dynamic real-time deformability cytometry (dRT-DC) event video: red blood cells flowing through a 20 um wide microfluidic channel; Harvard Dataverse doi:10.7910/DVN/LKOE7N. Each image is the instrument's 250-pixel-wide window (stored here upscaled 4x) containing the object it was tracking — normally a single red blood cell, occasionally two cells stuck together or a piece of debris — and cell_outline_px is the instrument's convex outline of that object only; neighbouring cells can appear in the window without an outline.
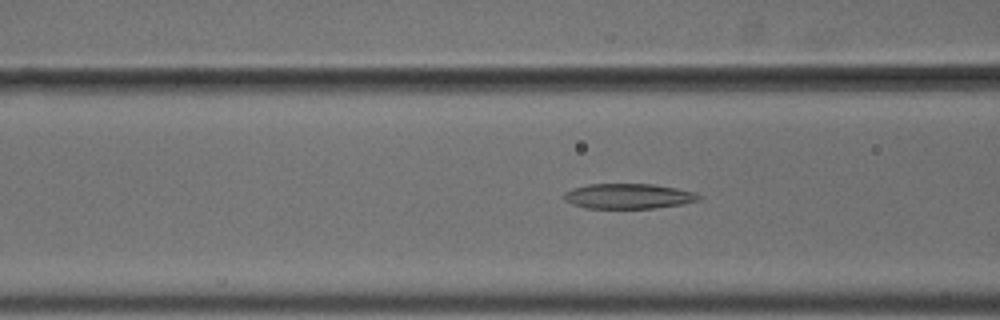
{"species": "common noctule bat (a hibernating species)", "species_latin": "Nyctalus noctula", "temperature_condition": "cold", "stored_images_in_passage": 55, "camera_frame_rate_fps": 3000, "um_per_image_px": 0.085, "animal": {"sex": "male", "body_mass_g": 18.8}, "frame": {"image": 1, "passage_image": 22, "time_ms": 7.0, "image_size_px": [1000, 320], "cell_outline_px": [[704, 196], [700, 200], [684, 204], [656, 208], [584, 208], [572, 204], [564, 200], [564, 192], [572, 188], [588, 184], [652, 184], [676, 188], [696, 192]], "centroid_in_image_um": [53.45, 16.68], "position_along_channel_um": 113.2, "area_um2": 20.0}}
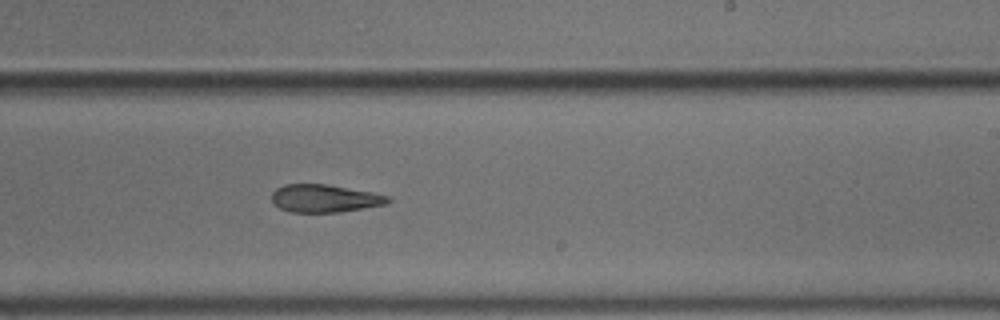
{"frame": {"image": 2, "passage_image": 34, "time_ms": 11.0, "image_size_px": [1000, 320], "cell_outline_px": [[392, 200], [388, 204], [340, 212], [292, 212], [280, 208], [272, 200], [272, 192], [276, 188], [284, 184], [328, 184], [372, 192], [388, 196]], "centroid_in_image_um": [27.62, 16.86], "position_along_channel_um": 261.4, "area_um2": 18.84}}
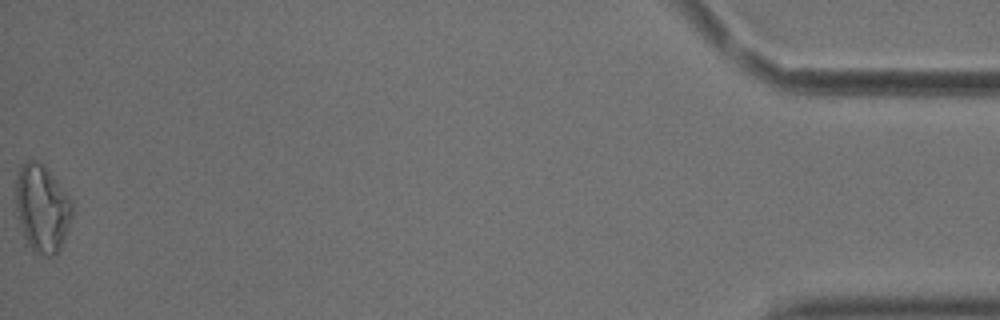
{"frame": {"image": 3, "passage_image": 55, "time_ms": 18.0, "image_size_px": [1000, 320], "cell_outline_px": [[72, 216], [68, 228], [60, 248], [48, 260], [36, 252], [28, 244], [24, 236], [16, 208], [16, 176], [24, 160], [36, 160], [44, 164], [72, 200]], "centroid_in_image_um": [3.58, 17.69], "position_along_channel_um": 431.6, "area_um2": 28.73}, "authors_computed_cell_mechanics": {"area_um2": 21.6172, "velocity_mm_per_s": 3.701, "shape_relaxation_time_tau1_ms": 6.8401, "shape_relaxation_time_tau2_ms": 4.0736, "deformation_change_tau1": 0.165, "deformation_change_tau2": 0.1391}}